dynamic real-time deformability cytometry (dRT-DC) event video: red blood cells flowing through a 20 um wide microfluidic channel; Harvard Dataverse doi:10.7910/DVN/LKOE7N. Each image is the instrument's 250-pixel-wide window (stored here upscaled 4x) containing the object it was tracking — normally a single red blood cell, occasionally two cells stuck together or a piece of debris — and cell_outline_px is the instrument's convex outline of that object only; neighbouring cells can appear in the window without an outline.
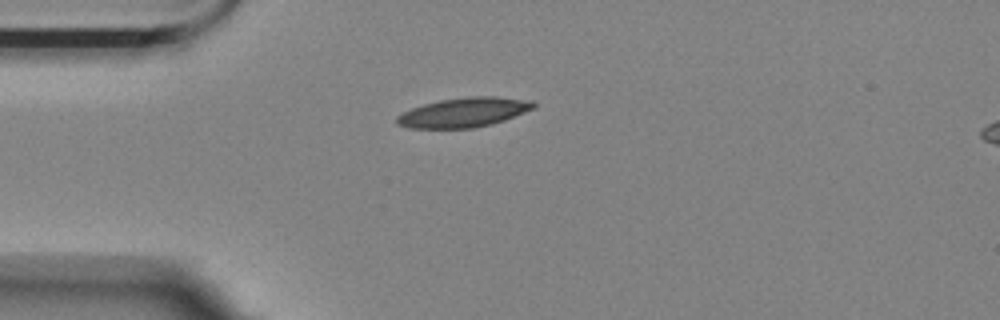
{"species": "Egyptian fruit bat (a non-hibernating species)", "species_latin": "Rousettus aegyptiacus", "temperature_condition": "room temperature", "stored_images_in_passage": 3, "camera_frame_rate_fps": 3000, "um_per_image_px": 0.085, "animal": {"sex": "female"}, "frame": {"image": 1, "passage_image": 1, "time_ms": 0.0, "image_size_px": [1000, 320], "cell_outline_px": [[536, 108], [504, 120], [492, 124], [472, 128], [408, 128], [396, 124], [396, 116], [412, 108], [424, 104], [440, 100], [468, 96], [496, 96], [532, 100], [536, 104]], "centroid_in_image_um": [39.45, 9.55], "position_along_channel_um": 45.5, "area_um2": 23.64}}
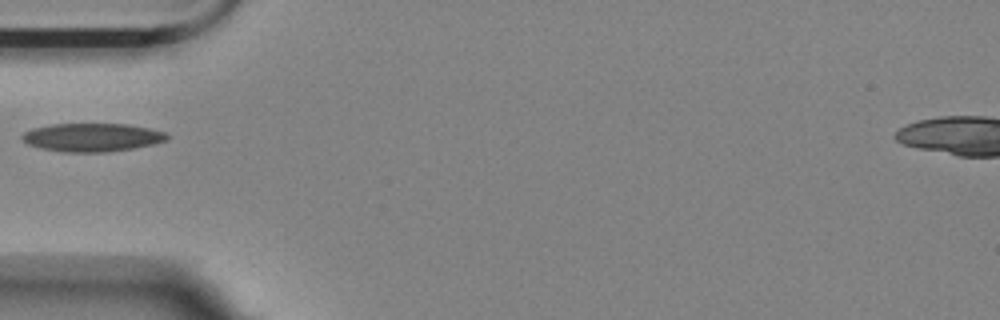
{"frame": {"image": 2, "passage_image": 2, "time_ms": 0.333, "image_size_px": [1000, 320], "cell_outline_px": [[168, 140], [156, 144], [108, 152], [60, 152], [40, 148], [28, 144], [20, 136], [24, 132], [32, 128], [52, 124], [128, 124], [168, 132]], "centroid_in_image_um": [7.85, 11.68], "position_along_channel_um": 77.1, "area_um2": 24.1}}
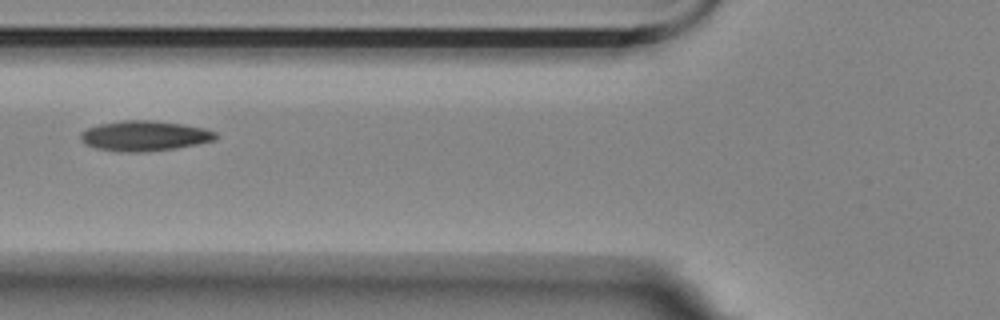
{"frame": {"image": 3, "passage_image": 3, "time_ms": 0.667, "image_size_px": [1000, 320], "cell_outline_px": [[220, 136], [216, 140], [176, 148], [144, 152], [116, 152], [96, 148], [80, 140], [80, 132], [88, 128], [100, 124], [124, 120], [152, 120], [184, 124], [204, 128], [216, 132]], "centroid_in_image_um": [12.31, 11.55], "position_along_channel_um": 113.5, "area_um2": 23.93}}